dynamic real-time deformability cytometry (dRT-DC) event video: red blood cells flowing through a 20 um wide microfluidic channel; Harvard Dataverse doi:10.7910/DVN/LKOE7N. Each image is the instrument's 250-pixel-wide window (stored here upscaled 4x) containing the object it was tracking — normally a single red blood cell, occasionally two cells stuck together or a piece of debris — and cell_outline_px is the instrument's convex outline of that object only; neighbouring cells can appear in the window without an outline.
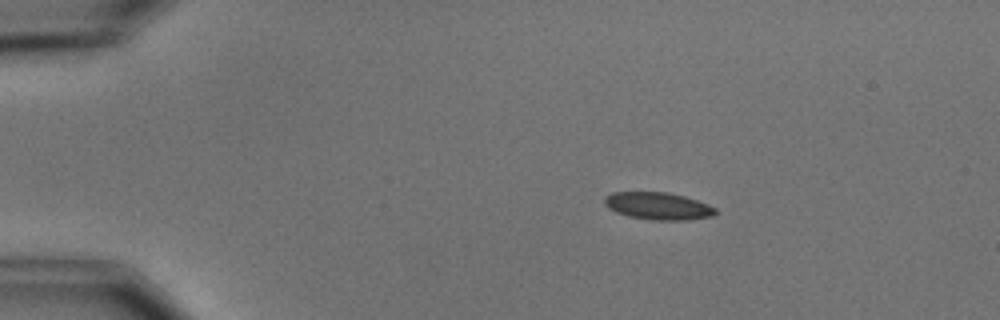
{"species": "common noctule bat (a hibernating species)", "species_latin": "Nyctalus noctula", "temperature_condition": "cold", "stored_images_in_passage": 3, "camera_frame_rate_fps": 3000, "um_per_image_px": 0.085, "animal": {"sex": "male", "body_mass_g": 15.6}, "frame": {"image": 1, "passage_image": 2, "time_ms": 1.333, "image_size_px": [1000, 320], "cell_outline_px": [[716, 212], [712, 216], [688, 220], [652, 220], [628, 216], [616, 212], [608, 208], [604, 204], [604, 196], [612, 192], [668, 192], [684, 196], [708, 204], [716, 208]], "centroid_in_image_um": [55.91, 17.51], "position_along_channel_um": 29.1, "area_um2": 17.74}}